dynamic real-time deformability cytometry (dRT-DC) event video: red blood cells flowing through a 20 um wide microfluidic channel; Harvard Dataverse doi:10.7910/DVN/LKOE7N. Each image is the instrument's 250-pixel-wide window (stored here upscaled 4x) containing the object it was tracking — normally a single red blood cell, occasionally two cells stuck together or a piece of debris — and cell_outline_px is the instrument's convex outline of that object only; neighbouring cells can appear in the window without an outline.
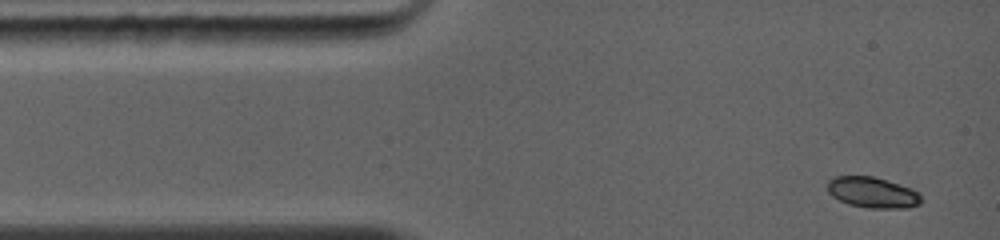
{"species": "common noctule bat (a hibernating species)", "species_latin": "Nyctalus noctula", "temperature_condition": "warm", "stored_images_in_passage": 26, "camera_frame_rate_fps": 5000, "um_per_image_px": 0.085, "animal": {"sex": "female", "body_mass_g": 19.0, "forearm_length_mm": 56.7}, "frame": {"image": 1, "passage_image": 1, "time_ms": 0.0, "image_size_px": [1000, 240], "cell_outline_px": [[920, 204], [908, 208], [868, 208], [848, 204], [832, 196], [828, 192], [828, 180], [836, 176], [872, 176], [912, 188], [920, 192]], "centroid_in_image_um": [74.17, 16.36], "position_along_channel_um": 10.8, "area_um2": 16.82}}
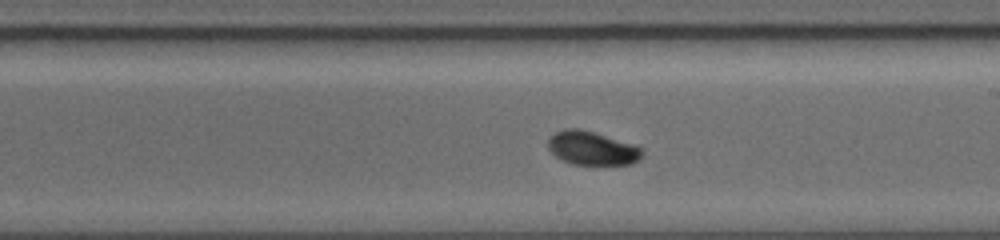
{"frame": {"image": 2, "passage_image": 15, "time_ms": 6.6, "image_size_px": [1000, 240], "cell_outline_px": [[644, 152], [632, 164], [596, 168], [572, 164], [556, 156], [548, 148], [548, 136], [564, 128], [580, 128], [632, 144], [644, 148]], "centroid_in_image_um": [50.33, 12.65], "position_along_channel_um": 238.7, "area_um2": 19.13}}
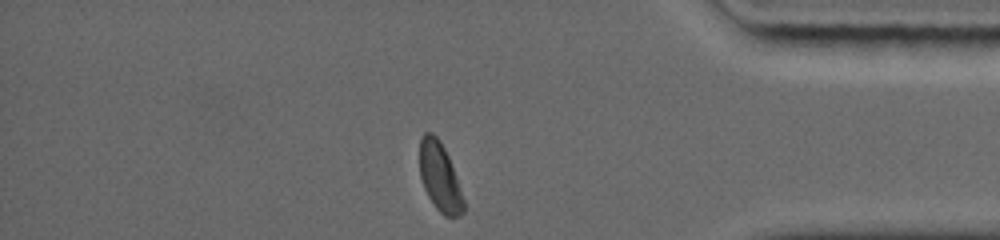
{"frame": {"image": 3, "passage_image": 26, "time_ms": 10.8, "image_size_px": [1000, 240], "cell_outline_px": [[464, 212], [460, 216], [444, 216], [436, 208], [428, 196], [424, 188], [420, 176], [420, 140], [424, 132], [432, 132], [440, 140], [448, 156], [464, 200]], "centroid_in_image_um": [37.37, 15.04], "position_along_channel_um": 397.8, "area_um2": 17.34}, "authors_computed_cell_mechanics": {"area_um2": 18.4093, "velocity_mm_per_s": 4.352, "shape_relaxation_time_tau1_ms": 2.6154, "shape_relaxation_time_tau2_ms": null, "deformation_change_tau1": 0.1076, "deformation_change_tau2": null}}